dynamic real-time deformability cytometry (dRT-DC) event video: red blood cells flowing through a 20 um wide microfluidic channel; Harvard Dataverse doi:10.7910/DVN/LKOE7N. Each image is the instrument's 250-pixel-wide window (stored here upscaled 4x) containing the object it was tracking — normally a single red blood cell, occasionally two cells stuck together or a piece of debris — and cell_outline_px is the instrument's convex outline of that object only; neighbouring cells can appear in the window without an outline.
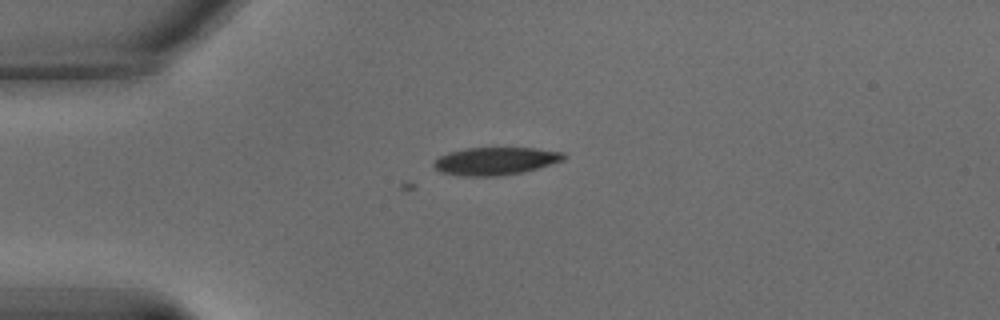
{"species": "common noctule bat (a hibernating species)", "species_latin": "Nyctalus noctula", "temperature_condition": "warm", "stored_images_in_passage": 6, "camera_frame_rate_fps": 3000, "um_per_image_px": 0.085, "animal": {"sex": "male", "body_mass_g": 15.6}, "frame": {"image": 1, "passage_image": 1, "time_ms": 0.0, "image_size_px": [1000, 320], "cell_outline_px": [[568, 156], [564, 160], [524, 172], [500, 176], [464, 176], [440, 172], [432, 164], [440, 156], [448, 152], [464, 148], [536, 148], [564, 152]], "centroid_in_image_um": [42.14, 13.69], "position_along_channel_um": 42.9, "area_um2": 21.1}}
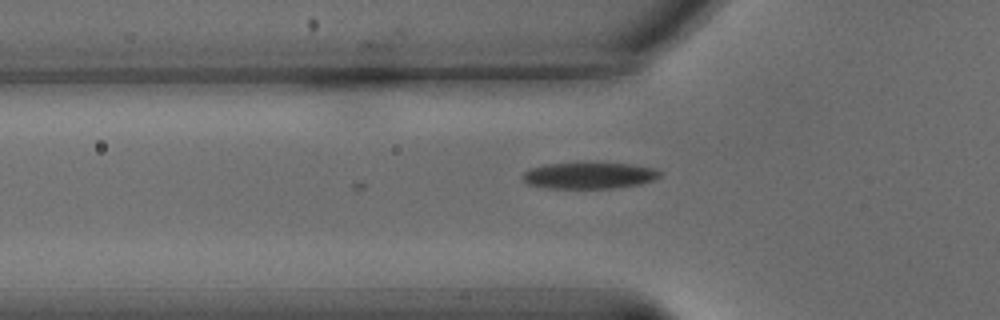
{"frame": {"image": 2, "passage_image": 6, "time_ms": 1.667, "image_size_px": [1000, 320], "cell_outline_px": [[664, 172], [660, 176], [652, 180], [640, 184], [612, 188], [548, 188], [528, 184], [520, 176], [528, 168], [544, 164], [584, 160], [632, 164], [652, 168]], "centroid_in_image_um": [50.04, 14.86], "position_along_channel_um": 75.8, "area_um2": 22.08}}